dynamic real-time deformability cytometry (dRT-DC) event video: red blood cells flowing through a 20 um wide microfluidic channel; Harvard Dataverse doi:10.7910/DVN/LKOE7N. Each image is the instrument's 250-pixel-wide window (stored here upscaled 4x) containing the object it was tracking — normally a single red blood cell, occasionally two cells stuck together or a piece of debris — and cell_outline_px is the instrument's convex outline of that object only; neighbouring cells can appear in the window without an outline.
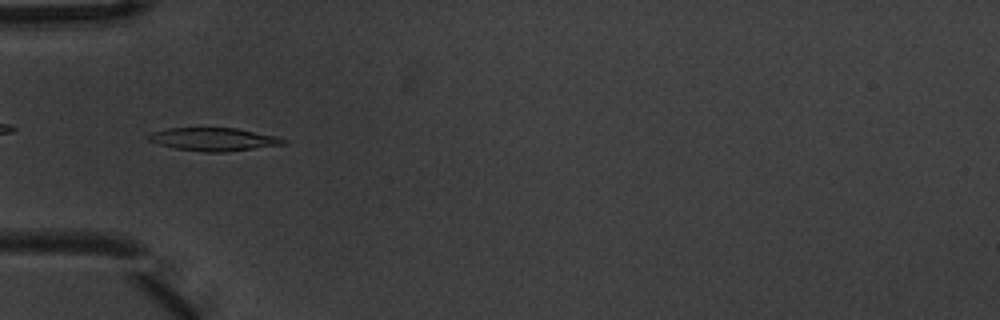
{"species": "common noctule bat (a hibernating species)", "species_latin": "Nyctalus noctula", "temperature_condition": "warm", "stored_images_in_passage": 5, "camera_frame_rate_fps": 3000, "um_per_image_px": 0.085, "animal": {"sex": "male", "body_mass_g": 20.1, "forearm_length_mm": 53.5}, "frame": {"image": 1, "passage_image": 5, "time_ms": 1.333, "image_size_px": [1000, 320], "cell_outline_px": [[288, 144], [228, 152], [204, 152], [176, 148], [160, 144], [148, 140], [148, 136], [152, 132], [168, 128], [236, 128], [276, 136], [288, 140]], "centroid_in_image_um": [18.23, 11.84], "position_along_channel_um": 66.8, "area_um2": 18.15}}